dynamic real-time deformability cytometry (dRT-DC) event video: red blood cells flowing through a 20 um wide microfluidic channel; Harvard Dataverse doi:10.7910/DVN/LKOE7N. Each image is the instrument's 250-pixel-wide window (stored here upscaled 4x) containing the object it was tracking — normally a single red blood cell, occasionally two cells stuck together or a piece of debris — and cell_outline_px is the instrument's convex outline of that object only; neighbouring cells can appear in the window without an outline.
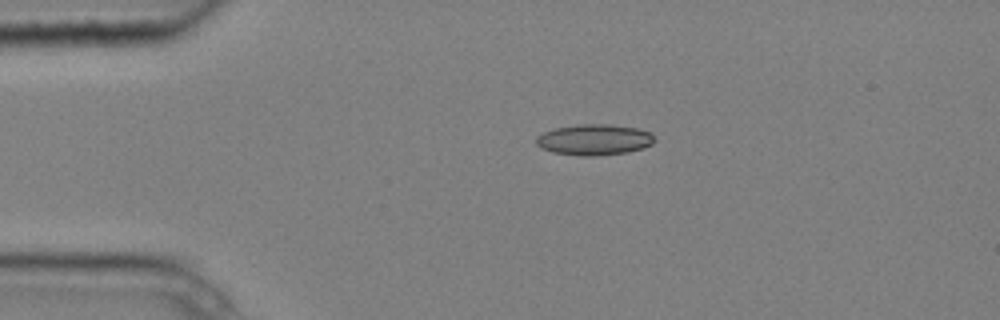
{"species": "common noctule bat (a hibernating species)", "species_latin": "Nyctalus noctula", "temperature_condition": "cold", "stored_images_in_passage": 4, "camera_frame_rate_fps": 3000, "um_per_image_px": 0.085, "animal": {"sex": "male", "body_mass_g": 20.4}, "frame": {"image": 1, "passage_image": 3, "time_ms": 0.667, "image_size_px": [1000, 320], "cell_outline_px": [[656, 140], [652, 144], [644, 148], [628, 152], [596, 156], [584, 156], [552, 152], [540, 148], [536, 144], [536, 136], [552, 128], [576, 124], [612, 124], [636, 128], [648, 132]], "centroid_in_image_um": [50.48, 11.87], "position_along_channel_um": 34.5, "area_um2": 21.5}}